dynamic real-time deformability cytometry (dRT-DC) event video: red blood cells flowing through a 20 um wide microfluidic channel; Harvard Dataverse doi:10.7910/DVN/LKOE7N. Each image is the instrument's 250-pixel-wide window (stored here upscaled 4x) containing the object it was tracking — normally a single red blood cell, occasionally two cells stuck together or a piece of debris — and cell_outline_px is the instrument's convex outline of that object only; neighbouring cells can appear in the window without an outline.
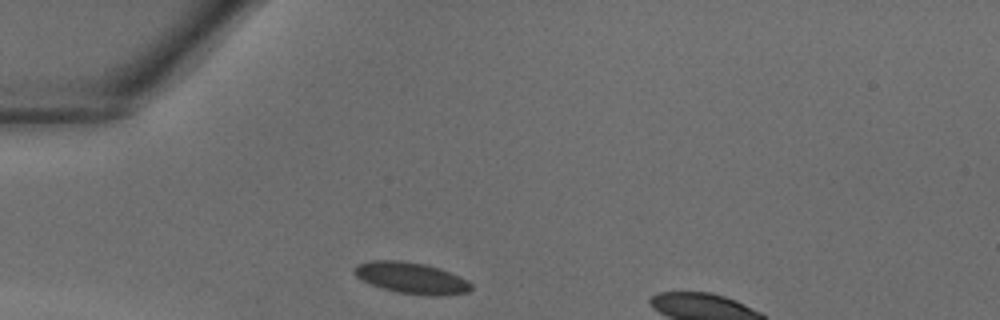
{"species": "common noctule bat (a hibernating species)", "species_latin": "Nyctalus noctula", "temperature_condition": "warm", "stored_images_in_passage": 26, "camera_frame_rate_fps": 3000, "um_per_image_px": 0.085, "animal": {"sex": "male", "body_mass_g": 18.8}, "frame": {"image": 1, "passage_image": 1, "time_ms": 0.0, "image_size_px": [1000, 320], "cell_outline_px": [[472, 288], [468, 292], [436, 296], [428, 296], [396, 292], [368, 284], [356, 276], [352, 272], [352, 268], [356, 264], [372, 260], [400, 260], [424, 264], [440, 268], [460, 276], [468, 280], [472, 284]], "centroid_in_image_um": [34.93, 23.62], "position_along_channel_um": 50.1, "area_um2": 21.62}}
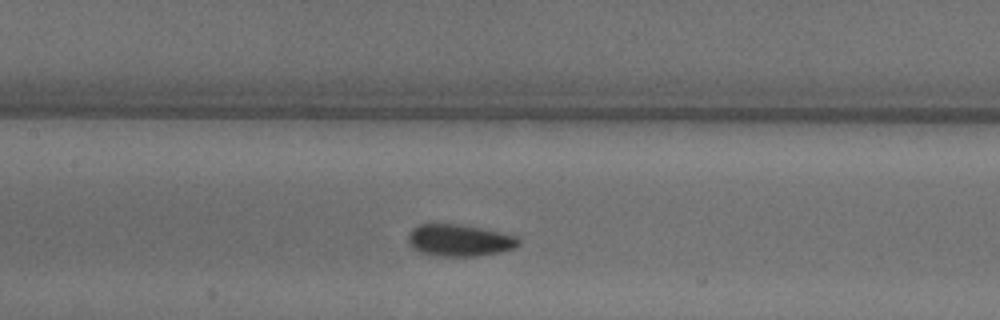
{"frame": {"image": 2, "passage_image": 9, "time_ms": 2.667, "image_size_px": [1000, 320], "cell_outline_px": [[520, 244], [516, 248], [500, 252], [476, 256], [432, 256], [416, 252], [408, 244], [408, 232], [416, 224], [460, 224], [480, 228], [516, 236], [520, 240]], "centroid_in_image_um": [38.99, 20.44], "position_along_channel_um": 168.4, "area_um2": 20.87}}
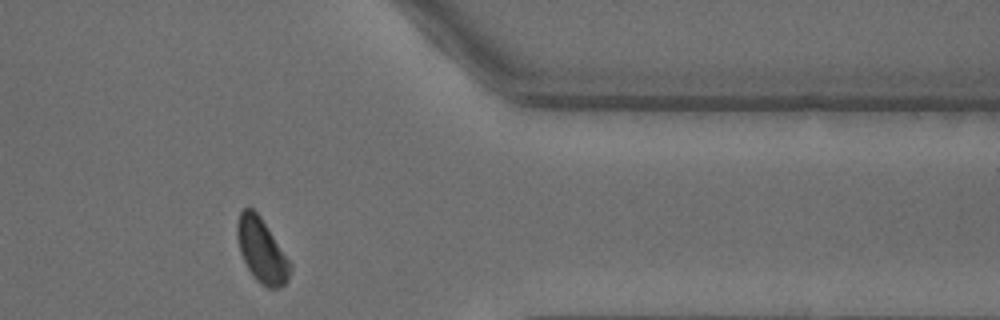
{"frame": {"image": 3, "passage_image": 23, "time_ms": 7.333, "image_size_px": [1000, 320], "cell_outline_px": [[292, 268], [288, 280], [280, 288], [268, 288], [256, 280], [248, 268], [240, 252], [236, 236], [236, 224], [240, 212], [244, 208], [252, 208], [260, 216], [292, 264]], "centroid_in_image_um": [22.24, 21.3], "position_along_channel_um": 389.2, "area_um2": 19.71}}